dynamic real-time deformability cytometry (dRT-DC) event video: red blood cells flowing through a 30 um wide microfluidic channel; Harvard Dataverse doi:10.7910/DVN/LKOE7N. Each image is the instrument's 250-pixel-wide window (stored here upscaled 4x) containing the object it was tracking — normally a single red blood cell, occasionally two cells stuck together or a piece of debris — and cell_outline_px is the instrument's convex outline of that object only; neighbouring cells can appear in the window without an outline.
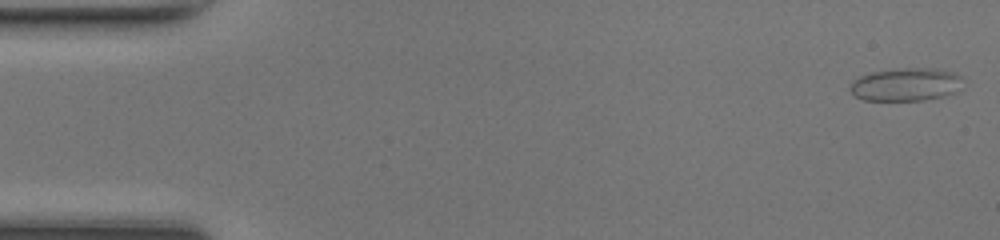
{"species": "common noctule bat (a hibernating species)", "species_latin": "Nyctalus noctula", "temperature_condition": "room temperature", "stored_images_in_passage": 47, "camera_frame_rate_fps": 3000, "um_per_image_px": 0.085, "animal": {"sex": "female", "body_mass_g": 17.0, "forearm_length_mm": 48.0}, "frame": {"image": 1, "passage_image": 1, "time_ms": 0.0, "image_size_px": [1000, 240], "cell_outline_px": [[964, 88], [956, 92], [944, 96], [924, 100], [864, 100], [856, 96], [848, 88], [852, 80], [860, 76], [872, 72], [908, 68], [928, 68], [952, 72], [960, 76]], "centroid_in_image_um": [77.01, 7.19], "position_along_channel_um": 8.0, "area_um2": 21.68}}
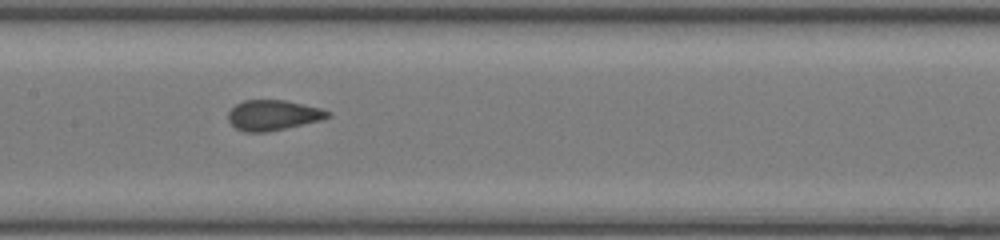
{"frame": {"image": 2, "passage_image": 23, "time_ms": 7.333, "image_size_px": [1000, 240], "cell_outline_px": [[332, 116], [320, 120], [284, 128], [264, 132], [244, 132], [236, 128], [228, 120], [228, 112], [236, 104], [244, 100], [284, 100], [320, 108], [332, 112]], "centroid_in_image_um": [23.2, 9.78], "position_along_channel_um": 184.2, "area_um2": 17.4}}
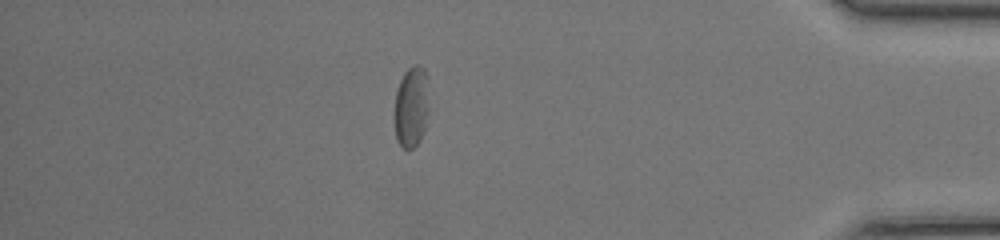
{"frame": {"image": 3, "passage_image": 41, "time_ms": 13.333, "image_size_px": [1000, 240], "cell_outline_px": [[428, 112], [424, 132], [420, 140], [408, 152], [396, 140], [392, 116], [396, 92], [400, 80], [404, 72], [408, 68], [416, 64], [424, 68], [428, 76]], "centroid_in_image_um": [34.94, 9.09], "position_along_channel_um": 400.3, "area_um2": 17.05}, "authors_computed_cell_mechanics": {"area_um2": 17.8024, "velocity_mm_per_s": 4.3244, "shape_relaxation_time_tau1_ms": 5.4573, "shape_relaxation_time_tau2_ms": 0.7697, "deformation_change_tau1": 0.1231, "deformation_change_tau2": 0.0376}}